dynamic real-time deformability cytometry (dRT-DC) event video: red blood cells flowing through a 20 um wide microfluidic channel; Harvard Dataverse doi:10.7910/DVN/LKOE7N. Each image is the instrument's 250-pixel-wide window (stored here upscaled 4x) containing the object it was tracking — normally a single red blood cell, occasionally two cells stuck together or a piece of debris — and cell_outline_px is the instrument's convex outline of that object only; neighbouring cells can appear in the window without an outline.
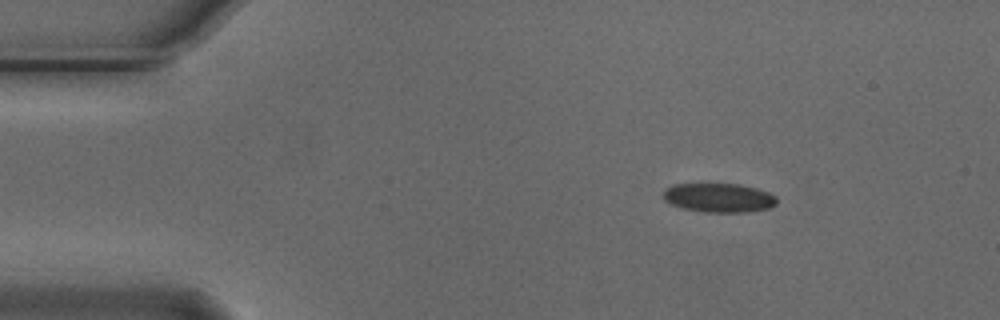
{"species": "Egyptian fruit bat (a non-hibernating species)", "species_latin": "Rousettus aegyptiacus", "temperature_condition": "cold", "stored_images_in_passage": 4, "camera_frame_rate_fps": 3000, "um_per_image_px": 0.085, "animal": {"sex": "male"}, "frame": {"image": 1, "passage_image": 4, "time_ms": 1.0, "image_size_px": [1000, 320], "cell_outline_px": [[776, 204], [768, 208], [748, 212], [704, 212], [680, 208], [668, 204], [664, 200], [664, 192], [672, 184], [740, 184], [756, 188], [768, 192], [776, 196]], "centroid_in_image_um": [61.08, 16.81], "position_along_channel_um": 23.9, "area_um2": 19.31}}